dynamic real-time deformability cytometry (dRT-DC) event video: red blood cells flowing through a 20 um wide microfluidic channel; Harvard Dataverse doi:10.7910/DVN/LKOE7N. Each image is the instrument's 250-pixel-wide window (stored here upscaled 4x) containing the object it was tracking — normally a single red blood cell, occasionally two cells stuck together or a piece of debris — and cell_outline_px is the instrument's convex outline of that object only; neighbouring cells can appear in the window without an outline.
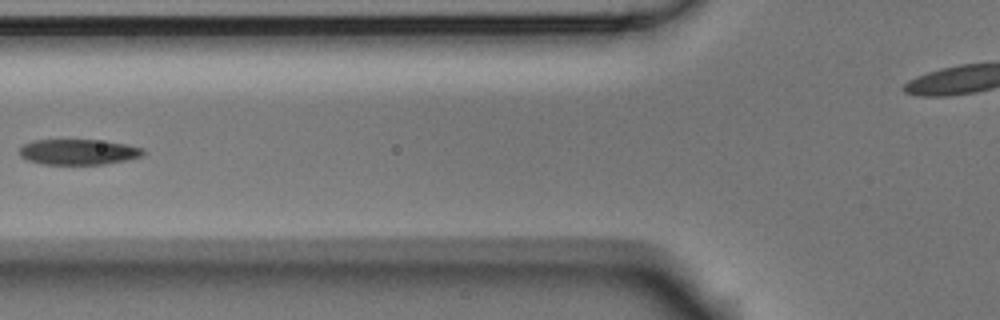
{"species": "Egyptian fruit bat (a non-hibernating species)", "species_latin": "Rousettus aegyptiacus", "temperature_condition": "room temperature", "stored_images_in_passage": 3, "camera_frame_rate_fps": 3000, "um_per_image_px": 0.085, "animal": {"sex": "male"}, "frame": {"image": 1, "passage_image": 2, "time_ms": 0.333, "image_size_px": [1000, 320], "cell_outline_px": [[148, 152], [144, 156], [104, 164], [44, 164], [28, 160], [20, 156], [20, 148], [24, 144], [32, 140], [96, 140], [124, 144], [144, 148]], "centroid_in_image_um": [6.69, 12.91], "position_along_channel_um": 119.1, "area_um2": 18.32}}
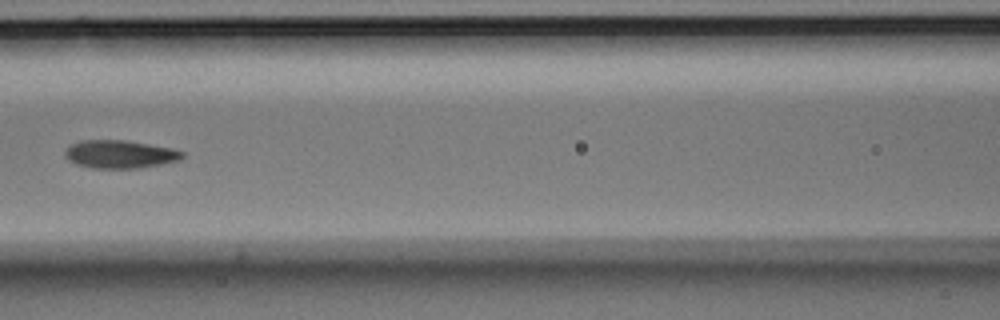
{"frame": {"image": 2, "passage_image": 3, "time_ms": 0.667, "image_size_px": [1000, 320], "cell_outline_px": [[184, 156], [180, 160], [140, 168], [92, 168], [76, 164], [68, 160], [64, 156], [64, 152], [68, 144], [80, 140], [124, 140], [172, 148], [184, 152]], "centroid_in_image_um": [10.14, 13.1], "position_along_channel_um": 156.5, "area_um2": 19.31}}